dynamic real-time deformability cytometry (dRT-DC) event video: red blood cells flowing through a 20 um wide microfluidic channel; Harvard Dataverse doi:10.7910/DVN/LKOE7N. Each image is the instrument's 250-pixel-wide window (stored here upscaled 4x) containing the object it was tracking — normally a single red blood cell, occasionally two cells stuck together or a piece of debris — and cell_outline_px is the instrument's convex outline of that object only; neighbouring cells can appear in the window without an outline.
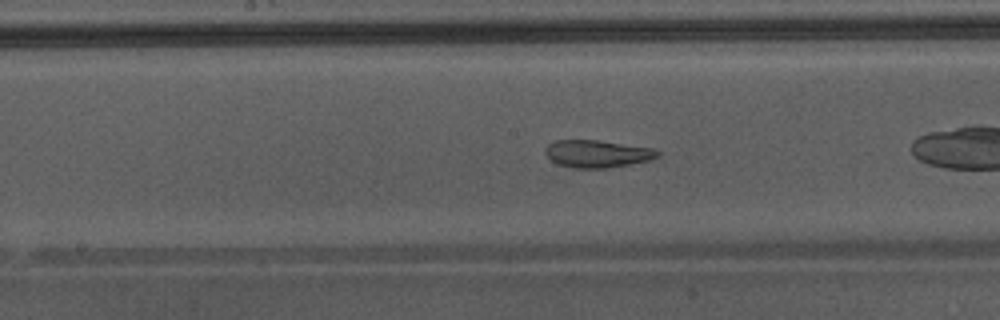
{"species": "Egyptian fruit bat (a non-hibernating species)", "species_latin": "Rousettus aegyptiacus", "temperature_condition": "warm", "stored_images_in_passage": 33, "camera_frame_rate_fps": 3000, "um_per_image_px": 0.085, "animal": {"sex": "male"}, "frame": {"image": 1, "passage_image": 10, "time_ms": 3.0, "image_size_px": [1000, 320], "cell_outline_px": [[660, 156], [648, 160], [608, 168], [576, 168], [556, 164], [544, 152], [548, 144], [556, 140], [596, 140], [652, 148], [660, 152]], "centroid_in_image_um": [50.74, 13.07], "position_along_channel_um": 197.5, "area_um2": 17.74}, "authors_computed_cell_mechanics": {"area_um2": 19.7676, "velocity_mm_per_s": 4.3449, "shape_relaxation_time_tau1_ms": null, "shape_relaxation_time_tau2_ms": 1.1078, "deformation_change_tau1": null, "deformation_change_tau2": 0.0883}}